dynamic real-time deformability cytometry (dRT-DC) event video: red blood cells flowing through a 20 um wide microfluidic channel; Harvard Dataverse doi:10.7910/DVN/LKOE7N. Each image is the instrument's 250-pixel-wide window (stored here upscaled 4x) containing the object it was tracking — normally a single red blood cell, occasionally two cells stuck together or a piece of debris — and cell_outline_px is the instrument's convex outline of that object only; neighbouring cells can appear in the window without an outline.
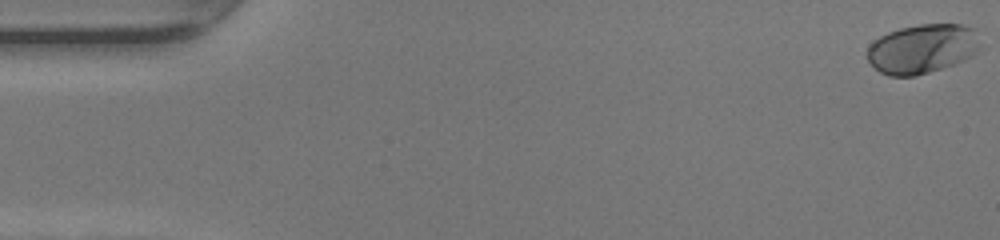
{"species": "human", "species_latin": "Homo sapiens", "temperature_condition": "warm", "stored_images_in_passage": 49, "camera_frame_rate_fps": 3000, "um_per_image_px": 0.085, "donor": {"sex": "female"}, "frame": {"image": 1, "passage_image": 1, "time_ms": 0.0, "image_size_px": [1000, 240], "cell_outline_px": [[984, 48], [972, 56], [956, 64], [916, 76], [888, 76], [880, 72], [868, 60], [868, 48], [880, 36], [888, 32], [900, 28], [920, 24], [960, 24], [976, 28], [984, 44]], "centroid_in_image_um": [78.51, 4.14], "position_along_channel_um": 6.5, "area_um2": 33.06}}
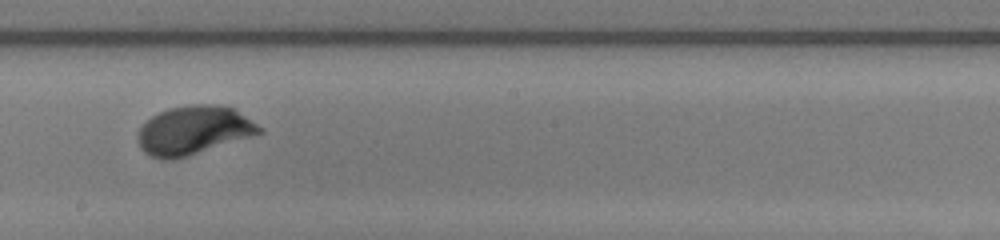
{"frame": {"image": 2, "passage_image": 28, "time_ms": 9.0, "image_size_px": [1000, 240], "cell_outline_px": [[264, 132], [252, 136], [188, 156], [172, 160], [164, 160], [152, 156], [144, 152], [140, 148], [136, 140], [140, 128], [152, 116], [168, 108], [192, 104], [216, 104], [236, 108], [264, 128]], "centroid_in_image_um": [16.49, 11.07], "position_along_channel_um": 231.7, "area_um2": 34.74}}
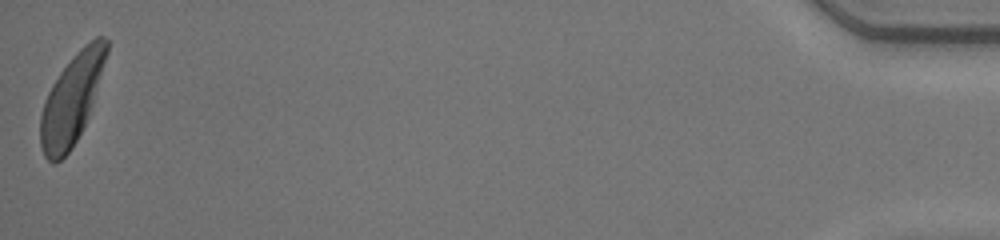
{"frame": {"image": 3, "passage_image": 49, "time_ms": 16.0, "image_size_px": [1000, 240], "cell_outline_px": [[108, 52], [92, 104], [88, 116], [76, 140], [68, 152], [56, 164], [52, 164], [44, 156], [40, 144], [40, 116], [44, 100], [52, 84], [60, 72], [76, 52], [84, 44], [96, 36], [104, 36], [108, 40]], "centroid_in_image_um": [6.08, 8.44], "position_along_channel_um": 429.1, "area_um2": 34.22}, "authors_computed_cell_mechanics": {"area_um2": 33.4662, "velocity_mm_per_s": 4.2671, "shape_relaxation_time_tau1_ms": 2.5469, "shape_relaxation_time_tau2_ms": null, "deformation_change_tau1": 0.1619, "deformation_change_tau2": null}}